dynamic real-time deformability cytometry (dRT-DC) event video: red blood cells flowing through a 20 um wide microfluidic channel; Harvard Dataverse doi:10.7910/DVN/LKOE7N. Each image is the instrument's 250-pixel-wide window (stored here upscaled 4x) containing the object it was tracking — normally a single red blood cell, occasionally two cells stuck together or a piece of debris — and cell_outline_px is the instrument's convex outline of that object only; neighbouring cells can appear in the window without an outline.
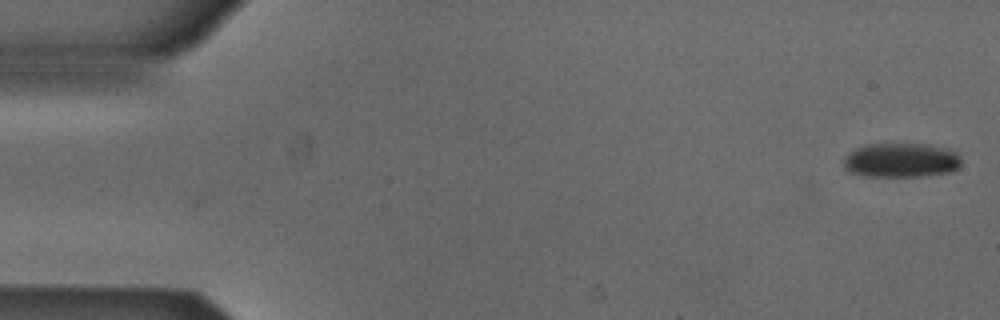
{"species": "Egyptian fruit bat (a non-hibernating species)", "species_latin": "Rousettus aegyptiacus", "temperature_condition": "cold", "stored_images_in_passage": 4, "camera_frame_rate_fps": 3000, "um_per_image_px": 0.085, "animal": {"sex": "male"}, "frame": {"image": 1, "passage_image": 4, "time_ms": 1.0, "image_size_px": [1000, 320], "cell_outline_px": [[960, 168], [952, 172], [928, 176], [864, 176], [848, 172], [844, 168], [844, 156], [848, 152], [856, 148], [868, 144], [920, 144], [940, 148], [956, 152], [960, 156]], "centroid_in_image_um": [76.56, 13.64], "position_along_channel_um": 8.4, "area_um2": 23.64}}